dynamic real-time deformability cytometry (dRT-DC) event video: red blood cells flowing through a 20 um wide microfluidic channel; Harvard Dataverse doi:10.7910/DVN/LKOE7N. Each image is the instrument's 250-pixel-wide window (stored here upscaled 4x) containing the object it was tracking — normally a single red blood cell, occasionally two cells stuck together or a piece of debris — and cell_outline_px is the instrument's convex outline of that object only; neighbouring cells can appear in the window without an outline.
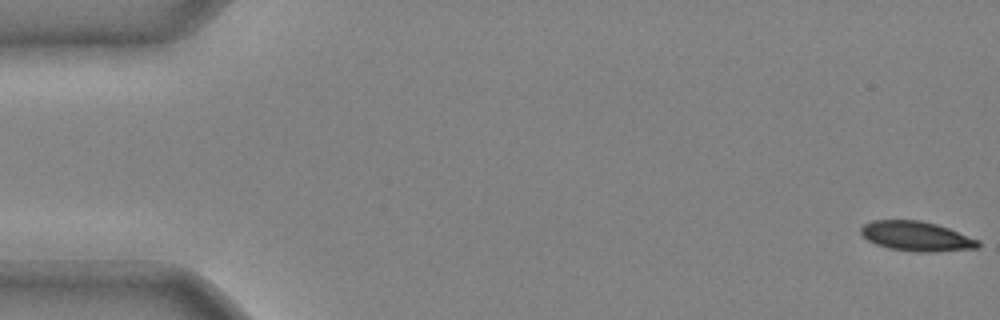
{"species": "common noctule bat (a hibernating species)", "species_latin": "Nyctalus noctula", "temperature_condition": "cold", "stored_images_in_passage": 5, "camera_frame_rate_fps": 3000, "um_per_image_px": 0.085, "animal": {"sex": "male", "body_mass_g": 20.4}, "frame": {"image": 1, "passage_image": 1, "time_ms": 0.0, "image_size_px": [1000, 320], "cell_outline_px": [[980, 248], [932, 252], [916, 252], [888, 248], [876, 244], [868, 240], [860, 232], [860, 228], [864, 224], [872, 220], [920, 220], [936, 224], [948, 228], [980, 240]], "centroid_in_image_um": [77.91, 20.08], "position_along_channel_um": 7.1, "area_um2": 20.35}}
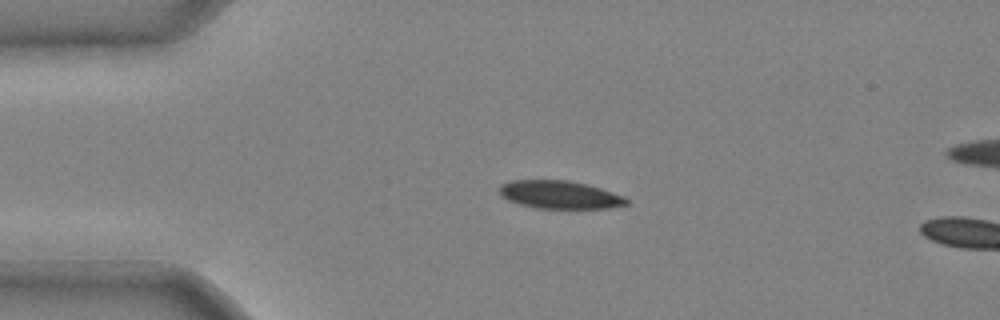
{"frame": {"image": 2, "passage_image": 4, "time_ms": 1.0, "image_size_px": [1000, 320], "cell_outline_px": [[628, 204], [608, 208], [536, 208], [520, 204], [508, 200], [500, 196], [500, 184], [508, 180], [568, 180], [588, 184], [624, 196], [628, 200]], "centroid_in_image_um": [47.55, 16.54], "position_along_channel_um": 37.5, "area_um2": 20.75}}